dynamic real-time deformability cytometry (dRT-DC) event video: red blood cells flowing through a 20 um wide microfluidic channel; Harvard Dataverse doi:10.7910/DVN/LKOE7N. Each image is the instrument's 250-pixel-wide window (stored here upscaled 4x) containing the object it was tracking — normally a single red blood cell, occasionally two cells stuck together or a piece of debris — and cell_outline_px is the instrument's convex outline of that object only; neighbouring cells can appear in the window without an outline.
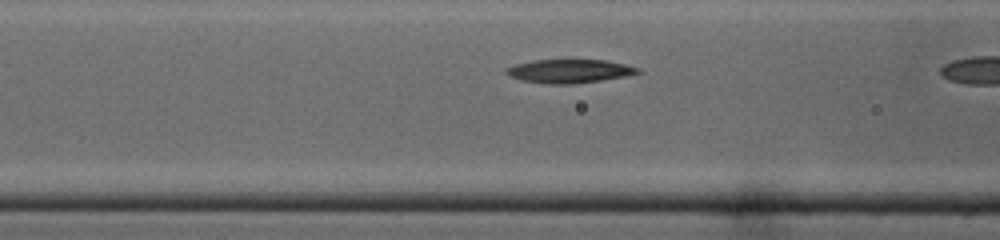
{"species": "common noctule bat (a hibernating species)", "species_latin": "Nyctalus noctula", "temperature_condition": "cold", "stored_images_in_passage": 9, "camera_frame_rate_fps": 3000, "um_per_image_px": 0.085, "animal": {"sex": "male", "body_mass_g": 19.0, "forearm_length_mm": 50.8}, "frame": {"image": 1, "passage_image": 7, "time_ms": 2.0, "image_size_px": [1000, 240], "cell_outline_px": [[640, 72], [624, 76], [600, 80], [572, 84], [548, 84], [524, 80], [508, 76], [504, 72], [504, 68], [516, 64], [532, 60], [568, 56], [608, 60], [640, 68]], "centroid_in_image_um": [48.35, 5.98], "position_along_channel_um": 118.2, "area_um2": 19.07}}